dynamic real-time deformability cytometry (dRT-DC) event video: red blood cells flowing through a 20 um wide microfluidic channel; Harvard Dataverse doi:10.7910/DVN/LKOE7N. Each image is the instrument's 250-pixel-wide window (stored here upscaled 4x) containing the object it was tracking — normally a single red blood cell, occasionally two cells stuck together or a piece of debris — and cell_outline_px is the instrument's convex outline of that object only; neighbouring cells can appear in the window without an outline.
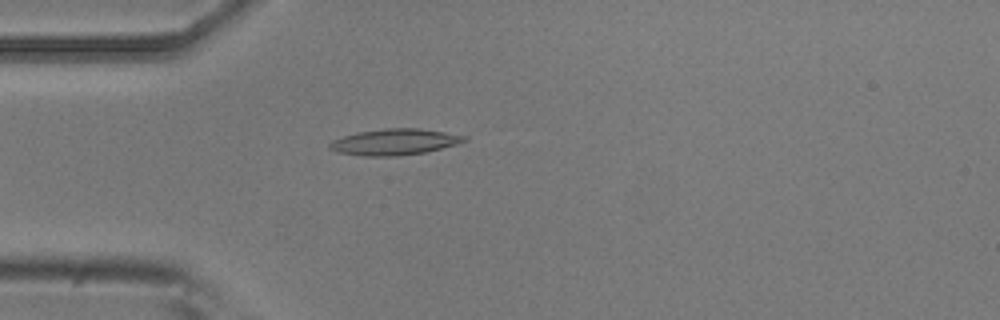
{"species": "common noctule bat (a hibernating species)", "species_latin": "Nyctalus noctula", "temperature_condition": "room temperature", "stored_images_in_passage": 2, "camera_frame_rate_fps": 3000, "um_per_image_px": 0.085, "animal": {"sex": "male", "body_mass_g": 20.5, "forearm_length_mm": 52.5}, "frame": {"image": 1, "passage_image": 2, "time_ms": 1.333, "image_size_px": [1000, 320], "cell_outline_px": [[468, 140], [456, 144], [424, 152], [396, 156], [364, 156], [336, 152], [328, 148], [328, 144], [332, 140], [356, 132], [384, 128], [420, 128], [468, 136]], "centroid_in_image_um": [33.5, 12.06], "position_along_channel_um": 51.5, "area_um2": 20.52}}